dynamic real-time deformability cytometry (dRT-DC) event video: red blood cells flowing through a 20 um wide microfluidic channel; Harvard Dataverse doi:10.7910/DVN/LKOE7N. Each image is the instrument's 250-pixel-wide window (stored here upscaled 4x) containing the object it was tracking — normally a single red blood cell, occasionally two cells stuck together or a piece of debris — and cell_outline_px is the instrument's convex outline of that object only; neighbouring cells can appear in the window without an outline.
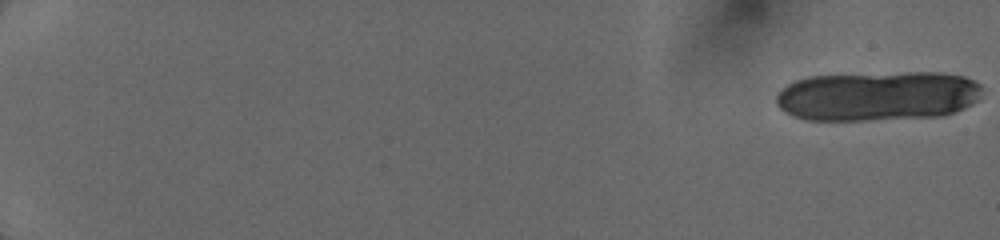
{"species": "human", "species_latin": "Homo sapiens", "temperature_condition": "cold", "stored_images_in_passage": 32, "camera_frame_rate_fps": 3000, "um_per_image_px": 0.085, "donor": {"sex": "female"}, "frame": {"image": 1, "passage_image": 1, "time_ms": 0.0, "image_size_px": [1000, 240], "cell_outline_px": [[984, 88], [976, 100], [972, 104], [964, 108], [940, 116], [868, 120], [804, 120], [792, 116], [784, 112], [776, 104], [776, 96], [788, 84], [796, 80], [808, 76], [908, 72], [940, 72], [964, 76], [980, 84]], "centroid_in_image_um": [74.59, 8.16], "position_along_channel_um": 10.4, "area_um2": 59.88}}